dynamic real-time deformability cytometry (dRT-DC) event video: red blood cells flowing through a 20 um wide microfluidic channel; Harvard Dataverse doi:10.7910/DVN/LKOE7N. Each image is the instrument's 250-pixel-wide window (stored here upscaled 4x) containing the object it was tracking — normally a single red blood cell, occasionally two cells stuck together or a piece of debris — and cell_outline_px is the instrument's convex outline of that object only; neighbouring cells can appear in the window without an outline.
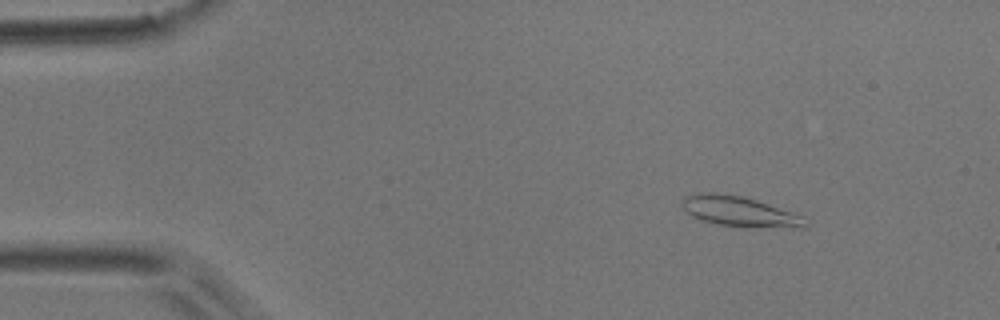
{"species": "common noctule bat (a hibernating species)", "species_latin": "Nyctalus noctula", "temperature_condition": "room temperature", "stored_images_in_passage": 46, "camera_frame_rate_fps": 3000, "um_per_image_px": 0.085, "animal": {"sex": "male", "body_mass_g": 17.9}, "frame": {"image": 1, "passage_image": 1, "time_ms": 0.0, "image_size_px": [1000, 320], "cell_outline_px": [[808, 224], [804, 228], [740, 228], [716, 224], [700, 220], [692, 216], [680, 204], [680, 200], [684, 196], [700, 192], [716, 192], [740, 196], [756, 200], [804, 216]], "centroid_in_image_um": [62.86, 18.0], "position_along_channel_um": 22.1, "area_um2": 22.25}}
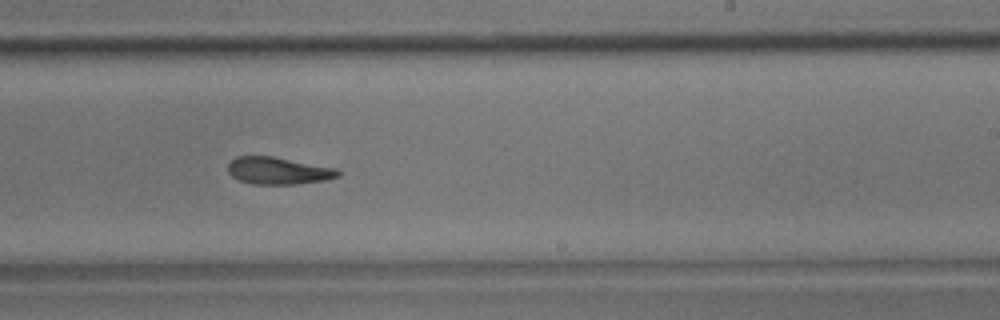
{"frame": {"image": 2, "passage_image": 26, "time_ms": 8.333, "image_size_px": [1000, 320], "cell_outline_px": [[340, 176], [324, 180], [296, 184], [252, 184], [240, 180], [232, 176], [228, 172], [228, 164], [236, 156], [272, 156], [336, 168], [340, 172]], "centroid_in_image_um": [23.64, 14.51], "position_along_channel_um": 265.4, "area_um2": 17.34}}
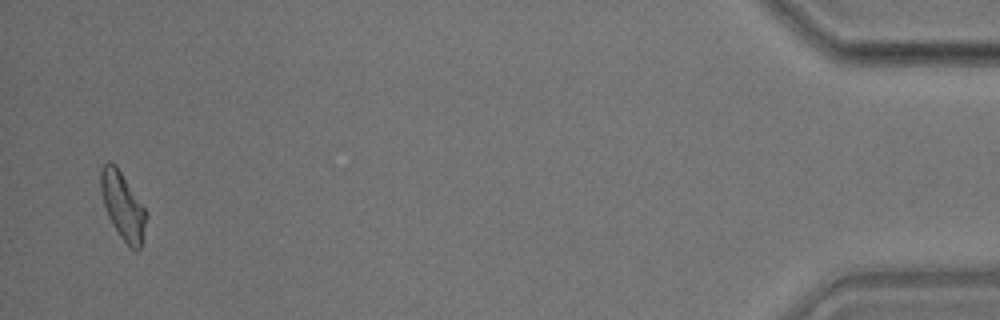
{"frame": {"image": 3, "passage_image": 45, "time_ms": 14.667, "image_size_px": [1000, 320], "cell_outline_px": [[148, 216], [140, 248], [136, 252], [120, 236], [112, 224], [108, 216], [100, 192], [100, 168], [108, 160], [116, 164], [148, 212]], "centroid_in_image_um": [10.44, 17.46], "position_along_channel_um": 424.8, "area_um2": 17.98}, "authors_computed_cell_mechanics": {"area_um2": 18.1492, "velocity_mm_per_s": 3.8405, "shape_relaxation_time_tau1_ms": 7.8366, "shape_relaxation_time_tau2_ms": 5.1026, "deformation_change_tau1": 0.1838, "deformation_change_tau2": 0.1579}}